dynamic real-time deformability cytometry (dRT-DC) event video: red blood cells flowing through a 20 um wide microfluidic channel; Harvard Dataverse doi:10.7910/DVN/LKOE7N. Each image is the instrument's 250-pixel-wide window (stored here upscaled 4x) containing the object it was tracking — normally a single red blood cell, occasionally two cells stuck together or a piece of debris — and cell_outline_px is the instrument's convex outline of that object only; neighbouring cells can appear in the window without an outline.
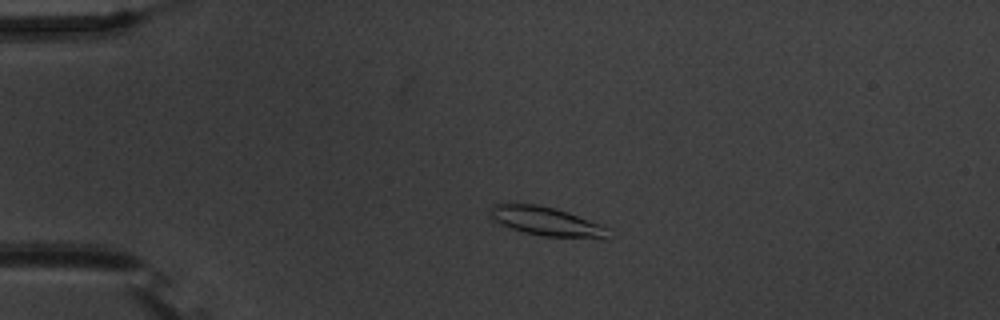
{"species": "common noctule bat (a hibernating species)", "species_latin": "Nyctalus noctula", "temperature_condition": "warm", "stored_images_in_passage": 46, "camera_frame_rate_fps": 3000, "um_per_image_px": 0.085, "animal": {"sex": "male", "body_mass_g": 20.1, "forearm_length_mm": 53.5}, "frame": {"image": 1, "passage_image": 3, "time_ms": 0.667, "image_size_px": [1000, 320], "cell_outline_px": [[608, 228], [604, 240], [544, 236], [524, 232], [500, 224], [492, 216], [492, 204], [536, 204], [556, 208], [568, 212], [600, 224]], "centroid_in_image_um": [46.51, 18.84], "position_along_channel_um": 38.5, "area_um2": 19.71}}
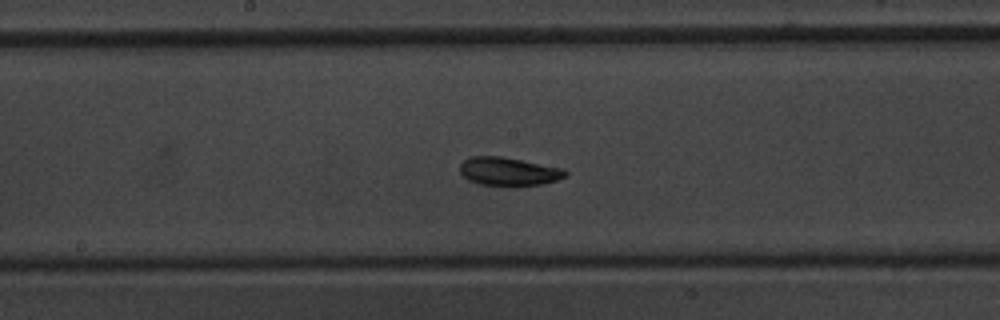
{"frame": {"image": 2, "passage_image": 20, "time_ms": 6.333, "image_size_px": [1000, 320], "cell_outline_px": [[568, 172], [564, 176], [556, 180], [544, 184], [512, 188], [504, 188], [480, 184], [468, 180], [460, 172], [460, 164], [468, 156], [500, 156], [564, 168]], "centroid_in_image_um": [43.22, 14.61], "position_along_channel_um": 205.0, "area_um2": 18.03}}
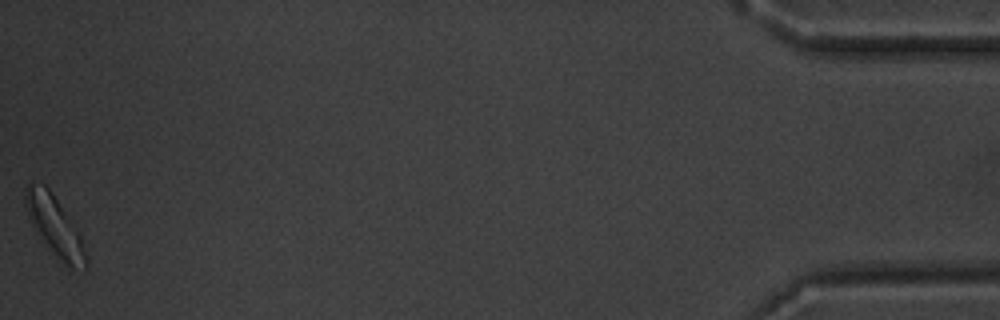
{"frame": {"image": 3, "passage_image": 46, "time_ms": 15.0, "image_size_px": [1000, 320], "cell_outline_px": [[88, 268], [84, 272], [68, 272], [64, 268], [44, 244], [36, 232], [28, 216], [24, 200], [24, 188], [32, 180], [44, 184], [52, 192], [80, 232], [88, 256]], "centroid_in_image_um": [4.71, 19.35], "position_along_channel_um": 430.5, "area_um2": 22.48}, "authors_computed_cell_mechanics": {"area_um2": 17.3689, "velocity_mm_per_s": 3.6319, "shape_relaxation_time_tau1_ms": 2.453, "shape_relaxation_time_tau2_ms": null, "deformation_change_tau1": 0.085, "deformation_change_tau2": null}}